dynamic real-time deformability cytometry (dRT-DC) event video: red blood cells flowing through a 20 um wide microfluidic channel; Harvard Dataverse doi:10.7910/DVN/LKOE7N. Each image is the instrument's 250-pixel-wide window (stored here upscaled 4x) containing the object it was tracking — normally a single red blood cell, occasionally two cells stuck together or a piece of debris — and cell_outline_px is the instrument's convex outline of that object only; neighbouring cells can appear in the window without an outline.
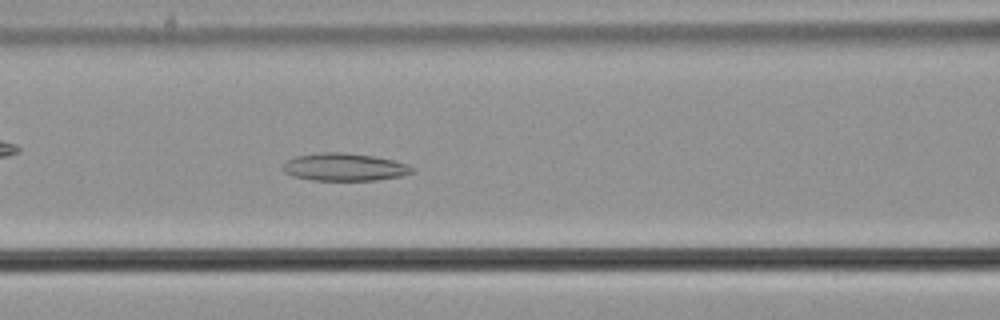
{"species": "common noctule bat (a hibernating species)", "species_latin": "Nyctalus noctula", "temperature_condition": "cold", "stored_images_in_passage": 50, "camera_frame_rate_fps": 3000, "um_per_image_px": 0.085, "animal": {"sex": "male", "body_mass_g": 21.5, "forearm_length_mm": 52.0}, "frame": {"image": 1, "passage_image": 18, "time_ms": 5.667, "image_size_px": [1000, 320], "cell_outline_px": [[416, 172], [404, 176], [376, 180], [312, 180], [292, 176], [284, 172], [284, 164], [288, 160], [296, 156], [320, 152], [340, 152], [372, 156], [392, 160], [408, 164]], "centroid_in_image_um": [29.31, 14.21], "position_along_channel_um": 137.3, "area_um2": 20.75}}
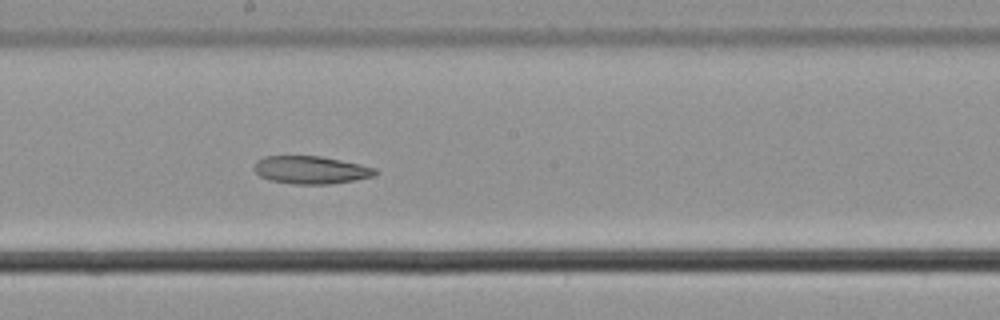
{"frame": {"image": 2, "passage_image": 25, "time_ms": 8.0, "image_size_px": [1000, 320], "cell_outline_px": [[380, 172], [376, 176], [328, 184], [296, 184], [268, 180], [260, 176], [252, 168], [256, 160], [264, 156], [320, 156], [360, 164], [376, 168]], "centroid_in_image_um": [26.41, 14.44], "position_along_channel_um": 221.8, "area_um2": 19.71}}
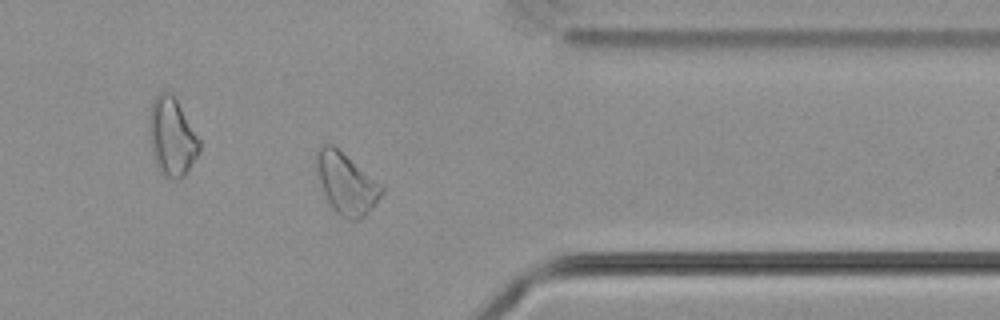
{"frame": {"image": 3, "passage_image": 39, "time_ms": 12.667, "image_size_px": [1000, 320], "cell_outline_px": [[384, 192], [368, 212], [360, 220], [348, 220], [340, 216], [336, 212], [328, 200], [324, 192], [316, 168], [316, 152], [324, 144], [332, 144], [380, 184], [384, 188]], "centroid_in_image_um": [29.43, 15.62], "position_along_channel_um": 382.0, "area_um2": 22.54}}